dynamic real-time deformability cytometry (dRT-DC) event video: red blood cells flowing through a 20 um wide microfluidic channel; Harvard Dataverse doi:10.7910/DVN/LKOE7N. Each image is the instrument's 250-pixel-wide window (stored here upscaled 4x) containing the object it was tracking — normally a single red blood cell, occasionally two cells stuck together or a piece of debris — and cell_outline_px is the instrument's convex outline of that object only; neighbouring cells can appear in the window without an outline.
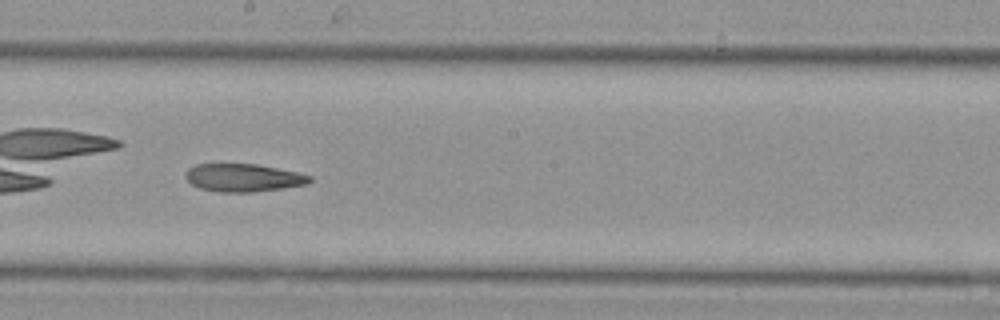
{"species": "Egyptian fruit bat (a non-hibernating species)", "species_latin": "Rousettus aegyptiacus", "temperature_condition": "cold", "stored_images_in_passage": 40, "camera_frame_rate_fps": 3000, "um_per_image_px": 0.085, "animal": {"sex": "female"}, "frame": {"image": 1, "passage_image": 23, "time_ms": 7.333, "image_size_px": [1000, 320], "cell_outline_px": [[312, 180], [308, 184], [252, 192], [220, 192], [200, 188], [192, 184], [188, 180], [188, 168], [196, 164], [256, 164], [296, 172], [312, 176]], "centroid_in_image_um": [20.71, 15.1], "position_along_channel_um": 227.5, "area_um2": 19.83}}